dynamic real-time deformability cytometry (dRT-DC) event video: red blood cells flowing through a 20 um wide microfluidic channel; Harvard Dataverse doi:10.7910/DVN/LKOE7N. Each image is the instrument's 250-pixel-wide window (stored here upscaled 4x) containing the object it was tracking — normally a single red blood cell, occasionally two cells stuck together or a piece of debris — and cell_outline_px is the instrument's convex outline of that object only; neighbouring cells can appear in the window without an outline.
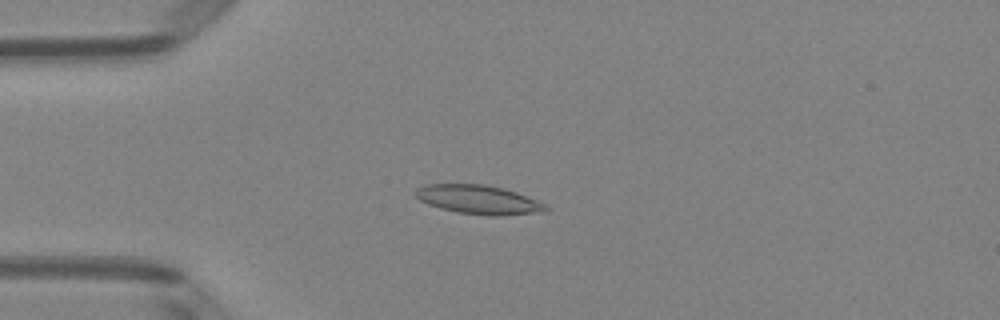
{"species": "Egyptian fruit bat (a non-hibernating species)", "species_latin": "Rousettus aegyptiacus", "temperature_condition": "room temperature", "stored_images_in_passage": 4, "camera_frame_rate_fps": 3000, "um_per_image_px": 0.085, "animal": {"sex": "female"}, "frame": {"image": 1, "passage_image": 4, "time_ms": 1.0, "image_size_px": [1000, 320], "cell_outline_px": [[548, 212], [500, 216], [488, 216], [456, 212], [440, 208], [428, 204], [420, 200], [412, 192], [416, 188], [424, 184], [484, 184], [504, 188], [516, 192], [536, 200], [544, 204], [548, 208]], "centroid_in_image_um": [40.66, 16.97], "position_along_channel_um": 44.3, "area_um2": 22.25}}